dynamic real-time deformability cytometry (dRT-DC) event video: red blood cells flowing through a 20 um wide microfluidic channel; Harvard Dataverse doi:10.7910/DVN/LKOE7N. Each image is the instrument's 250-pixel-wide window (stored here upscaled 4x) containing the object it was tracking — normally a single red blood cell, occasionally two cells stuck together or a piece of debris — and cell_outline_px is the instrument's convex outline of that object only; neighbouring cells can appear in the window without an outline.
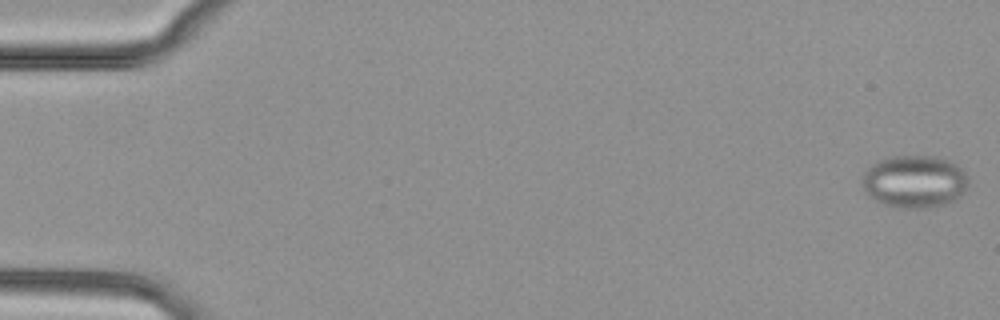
{"species": "common noctule bat (a hibernating species)", "species_latin": "Nyctalus noctula", "temperature_condition": "cold", "stored_images_in_passage": 16, "camera_frame_rate_fps": 3000, "um_per_image_px": 0.085, "animal": {"sex": "female", "body_mass_g": 29.2, "forearm_length_mm": 56.3}, "frame": {"image": 1, "passage_image": 1, "time_ms": 0.0, "image_size_px": [1000, 320], "cell_outline_px": [[968, 184], [964, 192], [952, 200], [944, 204], [924, 208], [900, 208], [884, 204], [868, 196], [864, 188], [864, 172], [872, 164], [880, 160], [892, 156], [936, 156], [948, 160], [960, 168], [968, 176]], "centroid_in_image_um": [77.74, 15.42], "position_along_channel_um": 7.3, "area_um2": 32.19}}